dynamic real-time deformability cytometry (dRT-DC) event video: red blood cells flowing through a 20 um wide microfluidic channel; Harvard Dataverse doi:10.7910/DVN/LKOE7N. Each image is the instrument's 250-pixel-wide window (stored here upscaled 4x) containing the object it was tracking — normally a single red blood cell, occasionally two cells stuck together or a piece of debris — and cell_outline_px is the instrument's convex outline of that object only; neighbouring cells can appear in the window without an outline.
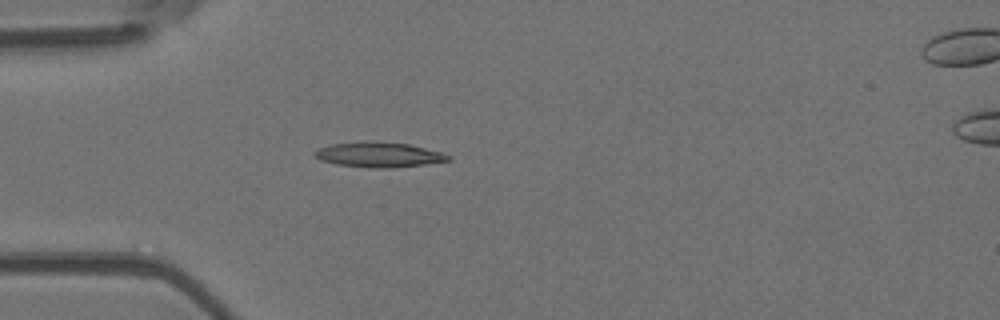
{"species": "Egyptian fruit bat (a non-hibernating species)", "species_latin": "Rousettus aegyptiacus", "temperature_condition": "room temperature", "stored_images_in_passage": 3, "camera_frame_rate_fps": 3000, "um_per_image_px": 0.085, "animal": {"sex": "female"}, "frame": {"image": 1, "passage_image": 2, "time_ms": 0.333, "image_size_px": [1000, 320], "cell_outline_px": [[452, 160], [424, 164], [392, 168], [372, 168], [336, 164], [320, 160], [312, 152], [316, 148], [332, 144], [368, 140], [376, 140], [408, 144], [444, 152], [452, 156]], "centroid_in_image_um": [32.21, 13.13], "position_along_channel_um": 52.8, "area_um2": 19.88}}